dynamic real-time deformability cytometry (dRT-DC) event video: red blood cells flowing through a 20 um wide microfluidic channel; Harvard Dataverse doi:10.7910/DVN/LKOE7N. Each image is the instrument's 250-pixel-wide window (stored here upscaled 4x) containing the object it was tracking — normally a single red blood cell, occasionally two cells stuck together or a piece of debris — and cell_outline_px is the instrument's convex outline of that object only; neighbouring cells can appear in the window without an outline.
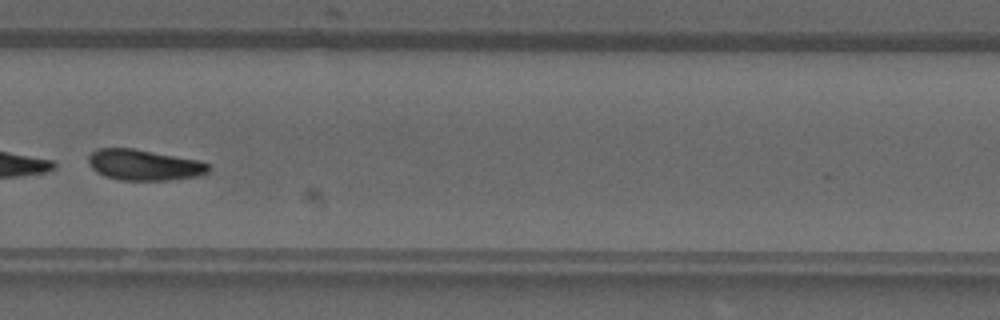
{"species": "common noctule bat (a hibernating species)", "species_latin": "Nyctalus noctula", "temperature_condition": "warm", "stored_images_in_passage": 36, "camera_frame_rate_fps": 3000, "um_per_image_px": 0.085, "animal": {"sex": "male", "forearm_length_mm": 52.5}, "frame": {"image": 1, "passage_image": 26, "time_ms": 8.333, "image_size_px": [1000, 320], "cell_outline_px": [[212, 168], [208, 172], [200, 176], [168, 180], [120, 180], [104, 176], [96, 172], [88, 164], [88, 156], [96, 148], [132, 148], [200, 160], [208, 164]], "centroid_in_image_um": [12.25, 14.02], "position_along_channel_um": 317.6, "area_um2": 21.79}}